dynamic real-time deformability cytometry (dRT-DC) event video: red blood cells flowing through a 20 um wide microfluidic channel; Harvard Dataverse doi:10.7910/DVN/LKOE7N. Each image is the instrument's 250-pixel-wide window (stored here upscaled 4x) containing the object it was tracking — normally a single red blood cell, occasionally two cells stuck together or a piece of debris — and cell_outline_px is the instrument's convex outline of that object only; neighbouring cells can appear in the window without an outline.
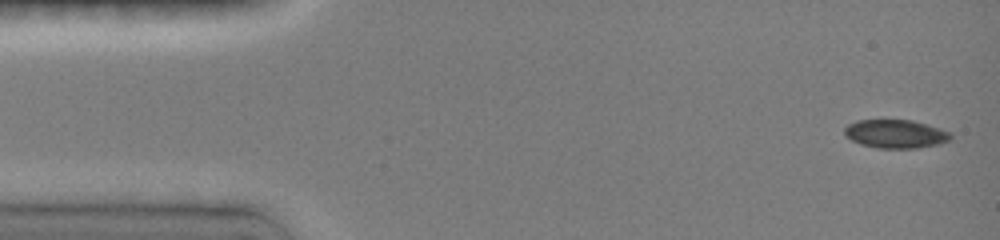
{"species": "common noctule bat (a hibernating species)", "species_latin": "Nyctalus noctula", "temperature_condition": "room temperature", "stored_images_in_passage": 5, "camera_frame_rate_fps": 3000, "um_per_image_px": 0.085, "animal": {"sex": "female", "body_mass_g": 19.0, "forearm_length_mm": 51.5}, "frame": {"image": 1, "passage_image": 1, "time_ms": 0.0, "image_size_px": [1000, 240], "cell_outline_px": [[952, 136], [948, 140], [936, 144], [916, 148], [876, 148], [860, 144], [844, 136], [844, 128], [848, 124], [856, 120], [912, 120], [928, 124], [952, 132]], "centroid_in_image_um": [76.1, 11.37], "position_along_channel_um": 8.9, "area_um2": 17.69}}
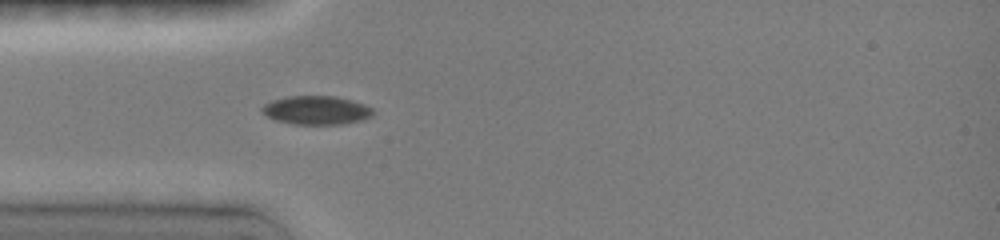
{"frame": {"image": 2, "passage_image": 5, "time_ms": 4.0, "image_size_px": [1000, 240], "cell_outline_px": [[372, 116], [360, 120], [344, 124], [292, 124], [272, 120], [260, 112], [260, 108], [264, 104], [272, 100], [288, 96], [332, 96], [352, 100], [364, 104], [372, 108]], "centroid_in_image_um": [26.82, 9.37], "position_along_channel_um": 58.2, "area_um2": 18.67}}